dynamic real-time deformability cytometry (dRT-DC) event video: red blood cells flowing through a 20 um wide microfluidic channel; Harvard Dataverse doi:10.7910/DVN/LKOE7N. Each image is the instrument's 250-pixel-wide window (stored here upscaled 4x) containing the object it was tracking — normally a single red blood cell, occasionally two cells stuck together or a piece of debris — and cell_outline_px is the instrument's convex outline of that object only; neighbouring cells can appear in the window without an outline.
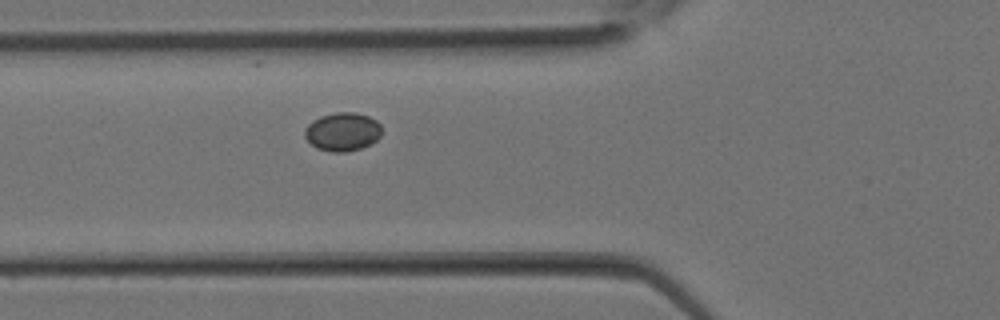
{"species": "Egyptian fruit bat (a non-hibernating species)", "species_latin": "Rousettus aegyptiacus", "temperature_condition": "room temperature", "stored_images_in_passage": 22, "camera_frame_rate_fps": 3000, "um_per_image_px": 0.085, "animal": {"sex": "female"}, "frame": {"image": 1, "passage_image": 2, "time_ms": 0.333, "image_size_px": [1000, 320], "cell_outline_px": [[380, 136], [376, 140], [360, 148], [344, 152], [332, 152], [316, 148], [304, 136], [304, 128], [312, 120], [320, 116], [336, 112], [356, 112], [368, 116], [376, 120], [380, 124]], "centroid_in_image_um": [29.08, 11.18], "position_along_channel_um": 96.7, "area_um2": 17.22}}
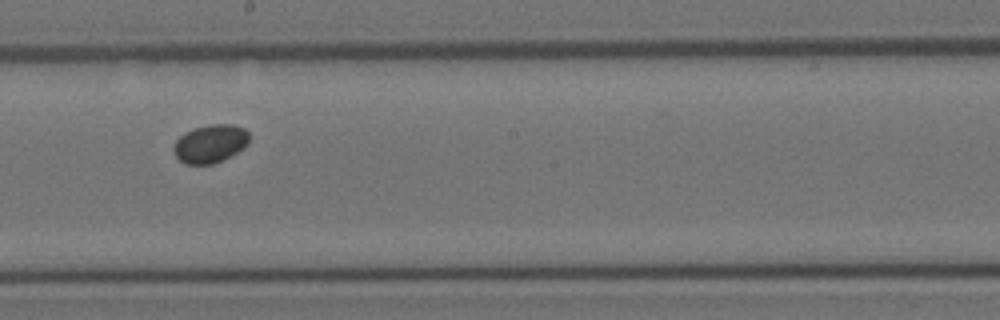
{"frame": {"image": 2, "passage_image": 8, "time_ms": 2.333, "image_size_px": [1000, 320], "cell_outline_px": [[248, 144], [244, 148], [224, 160], [212, 164], [184, 164], [176, 156], [172, 148], [176, 140], [184, 132], [196, 128], [212, 124], [232, 124], [244, 128], [248, 132]], "centroid_in_image_um": [17.88, 12.22], "position_along_channel_um": 230.3, "area_um2": 16.88}}
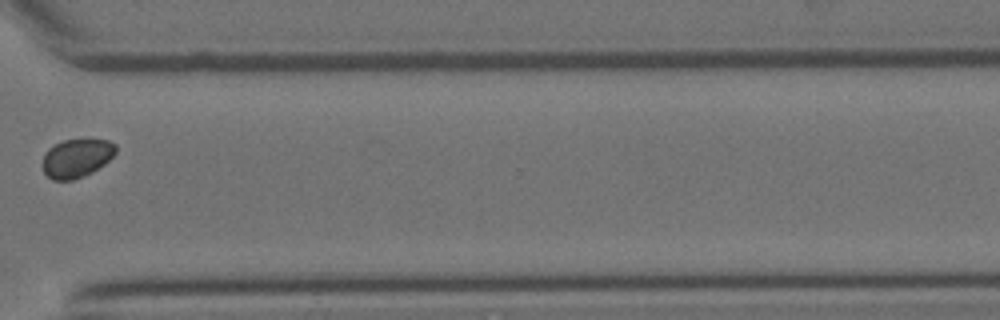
{"frame": {"image": 3, "passage_image": 14, "time_ms": 4.333, "image_size_px": [1000, 320], "cell_outline_px": [[116, 152], [104, 164], [92, 172], [84, 176], [72, 180], [52, 180], [44, 172], [44, 152], [48, 148], [64, 140], [108, 140], [116, 144]], "centroid_in_image_um": [6.51, 13.45], "position_along_channel_um": 364.1, "area_um2": 16.24}}